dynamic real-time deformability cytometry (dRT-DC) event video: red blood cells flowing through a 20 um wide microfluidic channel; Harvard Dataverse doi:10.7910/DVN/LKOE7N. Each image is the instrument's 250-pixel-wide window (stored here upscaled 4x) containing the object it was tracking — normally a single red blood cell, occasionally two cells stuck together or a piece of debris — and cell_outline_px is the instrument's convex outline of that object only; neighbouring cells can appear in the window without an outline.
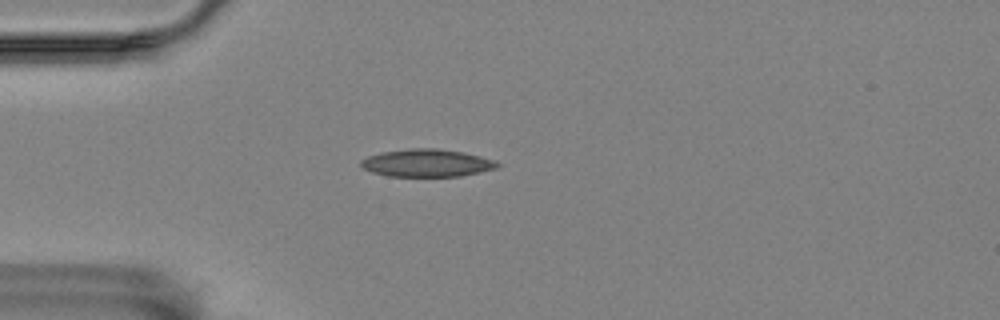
{"species": "Egyptian fruit bat (a non-hibernating species)", "species_latin": "Rousettus aegyptiacus", "temperature_condition": "room temperature", "stored_images_in_passage": 18, "camera_frame_rate_fps": 3000, "um_per_image_px": 0.085, "animal": {"sex": "female"}, "frame": {"image": 1, "passage_image": 2, "time_ms": 0.333, "image_size_px": [1000, 320], "cell_outline_px": [[500, 164], [496, 168], [480, 172], [460, 176], [388, 176], [372, 172], [364, 168], [360, 164], [360, 160], [368, 156], [380, 152], [412, 148], [436, 148], [464, 152], [496, 160]], "centroid_in_image_um": [36.28, 13.85], "position_along_channel_um": 48.7, "area_um2": 21.96}}
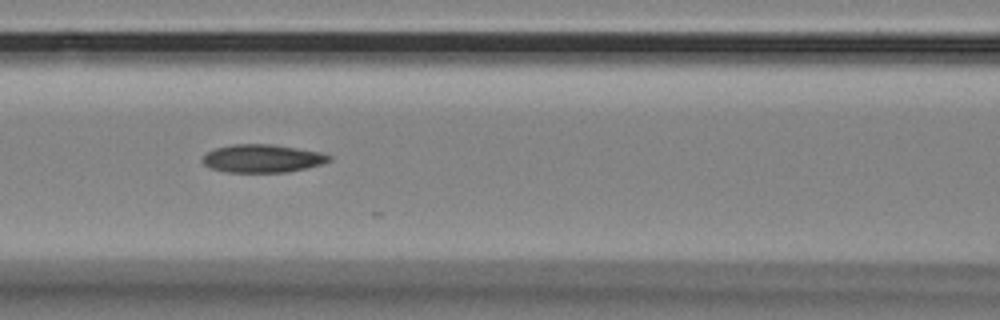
{"frame": {"image": 2, "passage_image": 11, "time_ms": 3.333, "image_size_px": [1000, 320], "cell_outline_px": [[332, 160], [320, 164], [288, 172], [224, 172], [212, 168], [204, 164], [200, 160], [208, 152], [216, 148], [232, 144], [272, 144], [320, 152], [332, 156]], "centroid_in_image_um": [22.29, 13.47], "position_along_channel_um": 144.3, "area_um2": 20.58}}
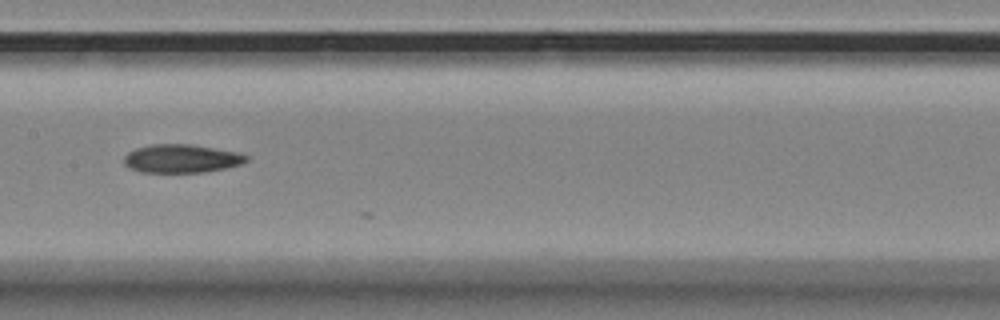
{"frame": {"image": 3, "passage_image": 15, "time_ms": 4.667, "image_size_px": [1000, 320], "cell_outline_px": [[248, 160], [244, 164], [228, 168], [204, 172], [140, 172], [128, 168], [124, 164], [124, 156], [128, 152], [136, 148], [152, 144], [188, 144], [240, 152], [248, 156]], "centroid_in_image_um": [15.45, 13.48], "position_along_channel_um": 192.0, "area_um2": 20.46}}